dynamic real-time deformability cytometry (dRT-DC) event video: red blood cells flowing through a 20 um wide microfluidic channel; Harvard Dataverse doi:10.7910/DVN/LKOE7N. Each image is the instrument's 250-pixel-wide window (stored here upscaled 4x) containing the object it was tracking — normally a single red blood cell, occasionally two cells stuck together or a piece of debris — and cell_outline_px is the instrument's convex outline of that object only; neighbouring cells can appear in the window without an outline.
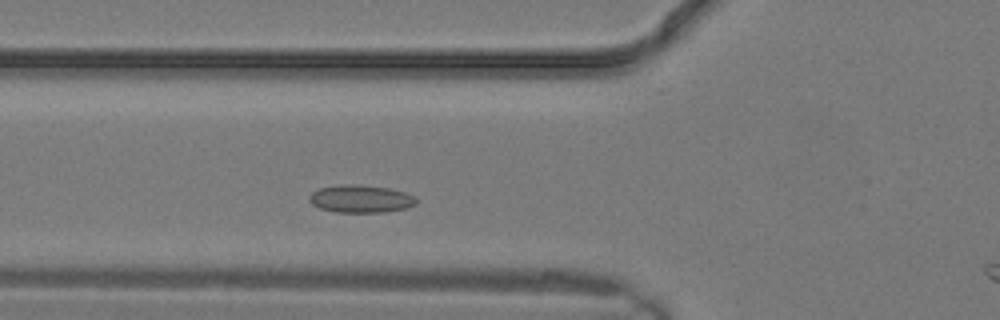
{"species": "common noctule bat (a hibernating species)", "species_latin": "Nyctalus noctula", "temperature_condition": "warm", "stored_images_in_passage": 10, "camera_frame_rate_fps": 3000, "um_per_image_px": 0.085, "animal": {"sex": "male", "body_mass_g": 19.2, "forearm_length_mm": 51.8}, "frame": {"image": 1, "passage_image": 5, "time_ms": 1.333, "image_size_px": [1000, 320], "cell_outline_px": [[416, 204], [408, 208], [384, 212], [336, 212], [320, 208], [312, 204], [308, 200], [308, 196], [312, 192], [320, 188], [344, 184], [356, 184], [388, 188], [404, 192], [416, 196]], "centroid_in_image_um": [30.67, 16.9], "position_along_channel_um": 95.1, "area_um2": 17.28}}
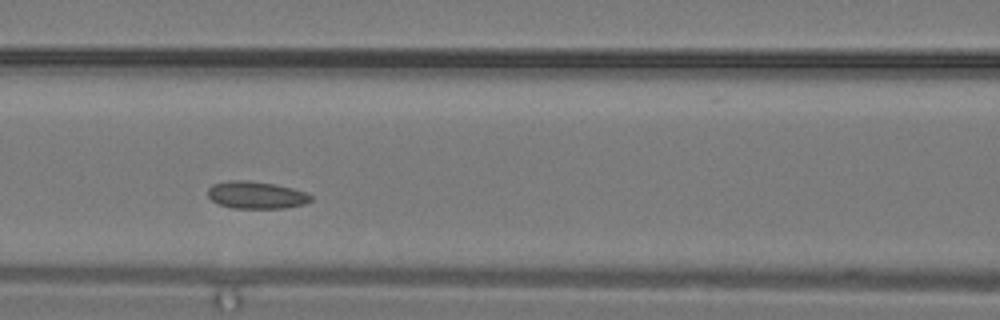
{"frame": {"image": 2, "passage_image": 7, "time_ms": 2.0, "image_size_px": [1000, 320], "cell_outline_px": [[312, 200], [304, 204], [284, 208], [232, 208], [220, 204], [212, 200], [208, 196], [208, 188], [212, 184], [228, 180], [248, 180], [276, 184], [292, 188], [304, 192], [312, 196]], "centroid_in_image_um": [21.76, 16.57], "position_along_channel_um": 144.8, "area_um2": 16.42}}
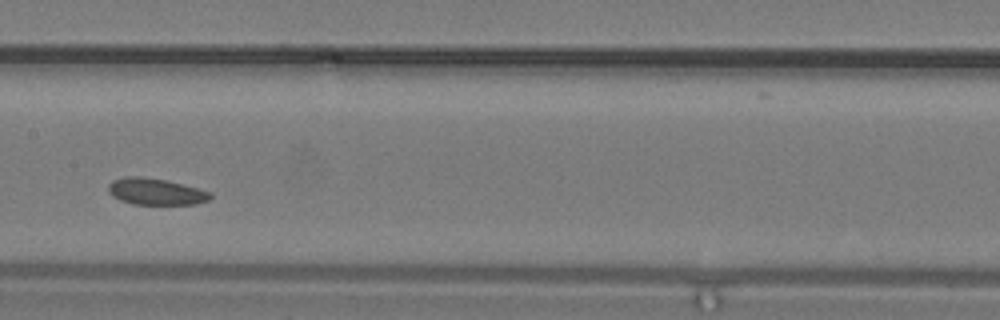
{"frame": {"image": 3, "passage_image": 9, "time_ms": 2.667, "image_size_px": [1000, 320], "cell_outline_px": [[212, 196], [208, 200], [196, 204], [132, 204], [120, 200], [112, 196], [108, 192], [108, 184], [112, 180], [128, 176], [136, 176], [164, 180], [212, 192]], "centroid_in_image_um": [13.2, 16.29], "position_along_channel_um": 194.2, "area_um2": 15.61}}